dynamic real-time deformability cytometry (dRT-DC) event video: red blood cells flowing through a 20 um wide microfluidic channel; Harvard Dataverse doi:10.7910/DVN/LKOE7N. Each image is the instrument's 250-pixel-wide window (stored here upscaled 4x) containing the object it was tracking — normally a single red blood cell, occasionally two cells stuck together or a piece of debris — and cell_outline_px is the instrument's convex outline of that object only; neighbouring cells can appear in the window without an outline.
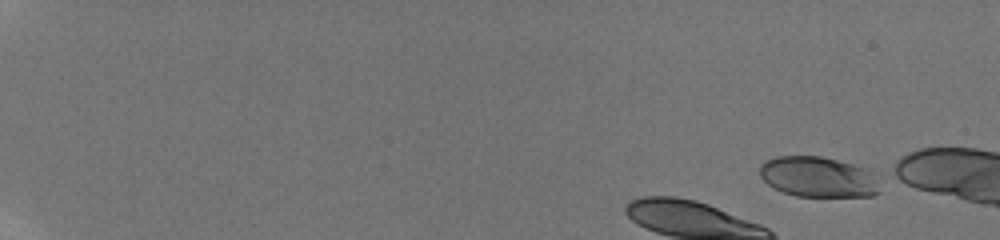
{"species": "human", "species_latin": "Homo sapiens", "temperature_condition": "room temperature", "stored_images_in_passage": 16, "camera_frame_rate_fps": 3000, "um_per_image_px": 0.085, "donor": {"sex": "male"}, "frame": {"image": 1, "passage_image": 1, "time_ms": 0.0, "image_size_px": [1000, 240], "cell_outline_px": [[880, 192], [872, 196], [796, 196], [772, 188], [760, 176], [760, 164], [764, 160], [772, 156], [820, 156], [872, 168], [880, 172]], "centroid_in_image_um": [69.64, 15.02], "position_along_channel_um": 15.4, "area_um2": 29.3}}
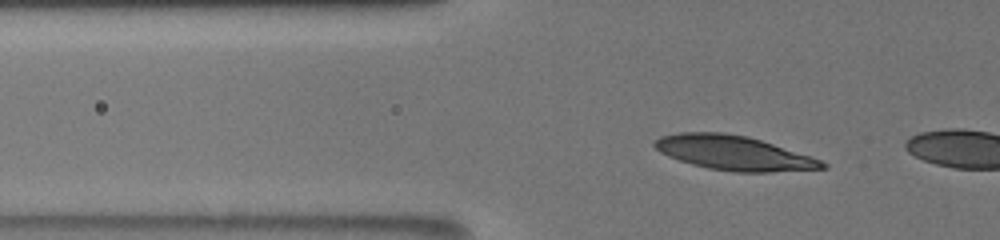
{"frame": {"image": 2, "passage_image": 14, "time_ms": 4.333, "image_size_px": [1000, 240], "cell_outline_px": [[828, 168], [768, 172], [736, 172], [708, 168], [692, 164], [668, 156], [660, 152], [652, 144], [652, 140], [660, 136], [680, 132], [724, 132], [748, 136], [812, 156], [828, 164]], "centroid_in_image_um": [62.36, 12.99], "position_along_channel_um": 63.4, "area_um2": 33.7}}